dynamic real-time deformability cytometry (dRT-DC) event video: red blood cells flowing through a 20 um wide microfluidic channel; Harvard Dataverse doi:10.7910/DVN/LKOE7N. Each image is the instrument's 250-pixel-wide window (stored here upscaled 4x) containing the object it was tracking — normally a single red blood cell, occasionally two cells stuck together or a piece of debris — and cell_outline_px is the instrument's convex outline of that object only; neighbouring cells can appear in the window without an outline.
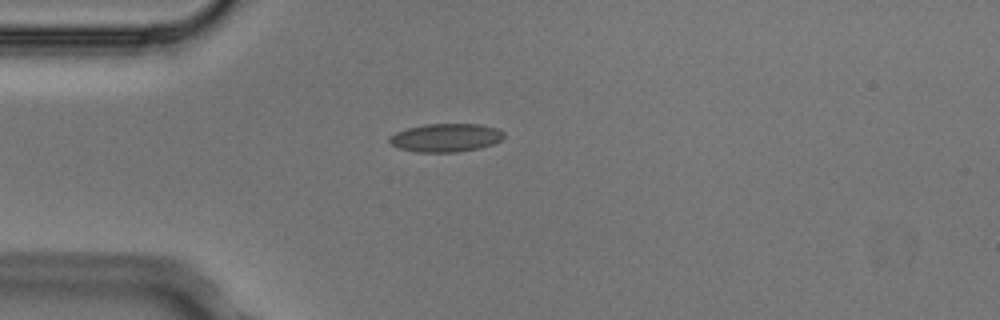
{"species": "Egyptian fruit bat (a non-hibernating species)", "species_latin": "Rousettus aegyptiacus", "temperature_condition": "cold", "stored_images_in_passage": 1, "camera_frame_rate_fps": 3000, "um_per_image_px": 0.085, "animal": {"sex": "male"}, "frame": {"image": 1, "passage_image": 1, "time_ms": 0.0, "image_size_px": [1000, 320], "cell_outline_px": [[504, 136], [500, 140], [492, 144], [480, 148], [456, 152], [416, 152], [400, 148], [392, 144], [388, 140], [388, 136], [396, 132], [408, 128], [424, 124], [480, 124], [496, 128], [504, 132]], "centroid_in_image_um": [37.88, 11.7], "position_along_channel_um": 47.1, "area_um2": 18.84}}